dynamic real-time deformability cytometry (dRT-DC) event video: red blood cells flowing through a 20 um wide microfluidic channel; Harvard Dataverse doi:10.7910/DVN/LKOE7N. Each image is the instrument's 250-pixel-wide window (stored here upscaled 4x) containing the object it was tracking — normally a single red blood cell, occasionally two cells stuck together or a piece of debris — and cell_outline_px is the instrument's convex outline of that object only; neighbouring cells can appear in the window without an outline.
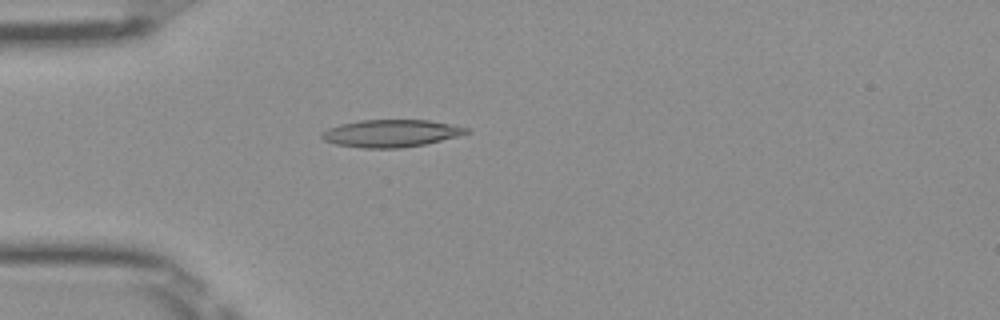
{"species": "Egyptian fruit bat (a non-hibernating species)", "species_latin": "Rousettus aegyptiacus", "temperature_condition": "room temperature", "stored_images_in_passage": 50, "camera_frame_rate_fps": 3000, "um_per_image_px": 0.085, "frame": {"image": 1, "passage_image": 14, "time_ms": 4.333, "image_size_px": [1000, 320], "cell_outline_px": [[472, 132], [424, 144], [400, 148], [364, 148], [336, 144], [324, 140], [320, 136], [320, 132], [328, 128], [340, 124], [360, 120], [432, 120], [468, 128]], "centroid_in_image_um": [33.21, 11.32], "position_along_channel_um": 51.8, "area_um2": 23.0}}
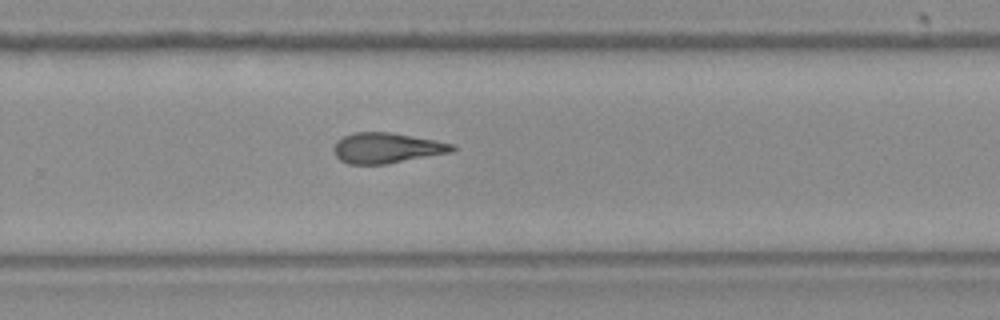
{"frame": {"image": 2, "passage_image": 33, "time_ms": 10.667, "image_size_px": [1000, 320], "cell_outline_px": [[456, 148], [452, 152], [388, 164], [348, 164], [340, 160], [332, 152], [332, 148], [336, 140], [352, 132], [388, 132], [436, 140], [456, 144]], "centroid_in_image_um": [32.85, 12.58], "position_along_channel_um": 296.9, "area_um2": 21.27}}
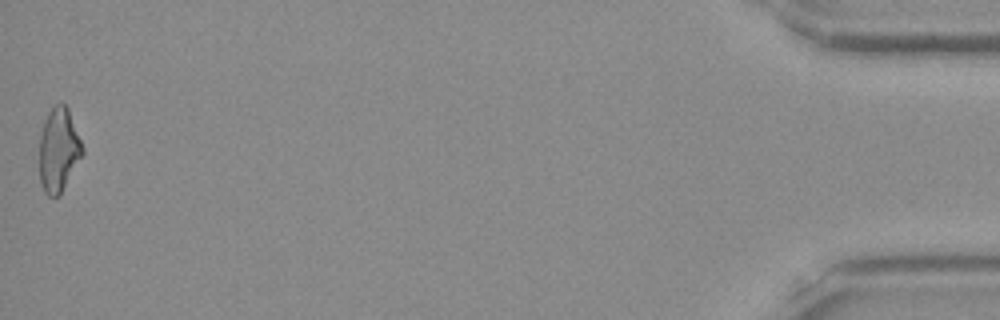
{"frame": {"image": 3, "passage_image": 50, "time_ms": 16.333, "image_size_px": [1000, 320], "cell_outline_px": [[84, 152], [60, 196], [48, 196], [44, 192], [40, 180], [40, 132], [44, 120], [48, 112], [56, 104], [64, 104], [68, 108], [84, 148]], "centroid_in_image_um": [4.98, 12.76], "position_along_channel_um": 430.2, "area_um2": 21.04}, "authors_computed_cell_mechanics": {"area_um2": 21.386, "velocity_mm_per_s": 4.0388, "shape_relaxation_time_tau1_ms": null, "shape_relaxation_time_tau2_ms": 3.7092, "deformation_change_tau1": null, "deformation_change_tau2": 0.1341}}